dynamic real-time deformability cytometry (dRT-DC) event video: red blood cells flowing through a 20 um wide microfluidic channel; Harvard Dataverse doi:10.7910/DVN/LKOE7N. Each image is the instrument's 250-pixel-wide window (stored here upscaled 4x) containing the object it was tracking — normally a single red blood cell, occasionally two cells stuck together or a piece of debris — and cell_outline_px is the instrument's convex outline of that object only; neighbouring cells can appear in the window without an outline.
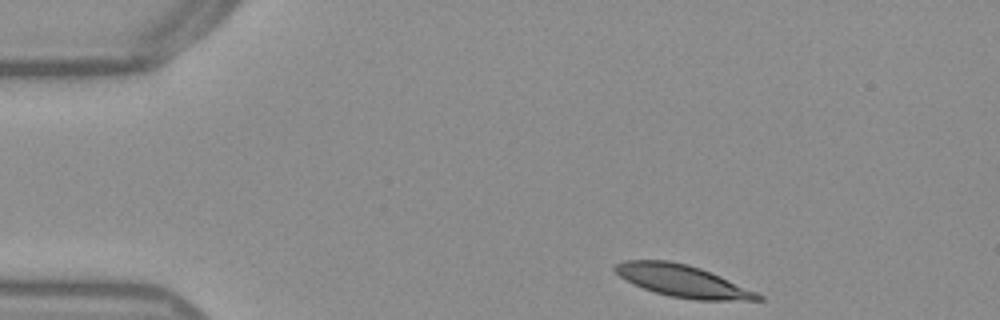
{"species": "Egyptian fruit bat (a non-hibernating species)", "species_latin": "Rousettus aegyptiacus", "temperature_condition": "warm", "stored_images_in_passage": 46, "camera_frame_rate_fps": 3000, "um_per_image_px": 0.085, "frame": {"image": 1, "passage_image": 1, "time_ms": 0.0, "image_size_px": [1000, 320], "cell_outline_px": [[764, 300], [696, 300], [668, 296], [632, 284], [620, 276], [612, 268], [612, 264], [624, 260], [668, 260], [688, 264], [700, 268], [720, 276], [756, 292], [764, 296]], "centroid_in_image_um": [57.98, 23.87], "position_along_channel_um": 27.0, "area_um2": 26.65}}
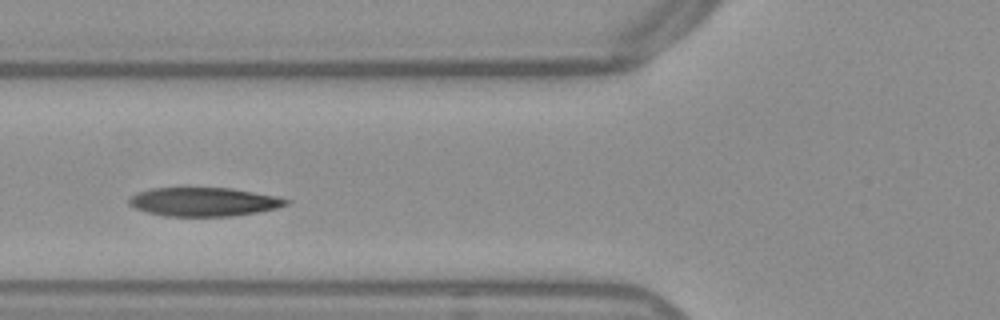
{"frame": {"image": 2, "passage_image": 13, "time_ms": 4.0, "image_size_px": [1000, 320], "cell_outline_px": [[292, 200], [288, 204], [276, 208], [256, 212], [232, 216], [164, 216], [148, 212], [136, 208], [128, 204], [128, 196], [136, 192], [152, 188], [188, 184], [232, 188], [276, 196]], "centroid_in_image_um": [17.25, 17.09], "position_along_channel_um": 108.6, "area_um2": 27.51}}
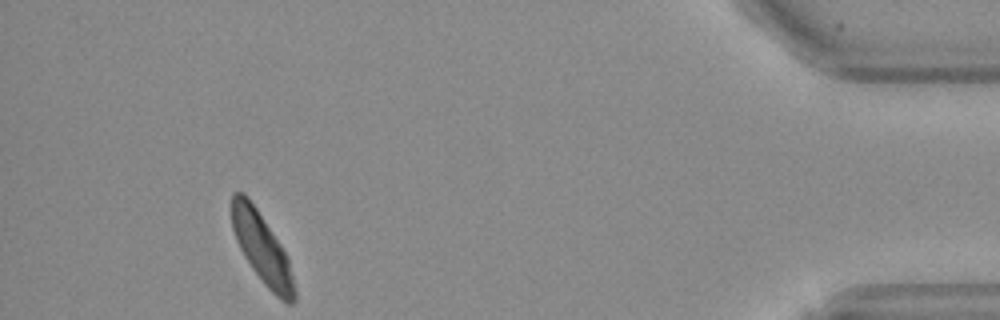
{"frame": {"image": 3, "passage_image": 42, "time_ms": 13.667, "image_size_px": [1000, 320], "cell_outline_px": [[296, 300], [292, 304], [288, 304], [280, 300], [264, 284], [252, 268], [244, 256], [236, 240], [232, 228], [232, 192], [244, 192], [256, 208], [288, 256], [296, 292]], "centroid_in_image_um": [22.28, 21.14], "position_along_channel_um": 412.9, "area_um2": 25.43}, "authors_computed_cell_mechanics": {"area_um2": 26.9637, "velocity_mm_per_s": 3.7843, "shape_relaxation_time_tau1_ms": 2.6206, "shape_relaxation_time_tau2_ms": 1.632, "deformation_change_tau1": 0.1249, "deformation_change_tau2": 0.0747}}